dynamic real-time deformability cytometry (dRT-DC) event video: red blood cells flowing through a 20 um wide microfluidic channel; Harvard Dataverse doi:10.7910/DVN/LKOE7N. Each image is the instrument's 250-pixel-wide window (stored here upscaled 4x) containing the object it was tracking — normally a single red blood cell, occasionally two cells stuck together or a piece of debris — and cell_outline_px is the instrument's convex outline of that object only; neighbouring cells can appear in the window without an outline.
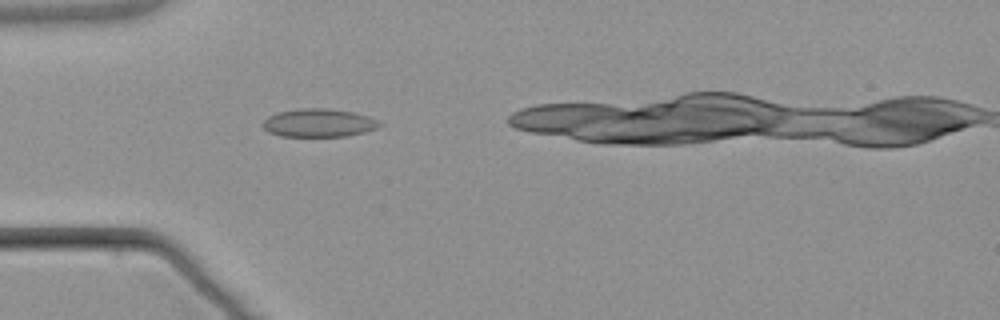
{"species": "common noctule bat (a hibernating species)", "species_latin": "Nyctalus noctula", "temperature_condition": "warm", "stored_images_in_passage": 2, "camera_frame_rate_fps": 3000, "um_per_image_px": 0.085, "animal": {"sex": "male", "body_mass_g": 21.5, "forearm_length_mm": 52.0}, "frame": {"image": 1, "passage_image": 2, "time_ms": 1.333, "image_size_px": [1000, 320], "cell_outline_px": [[384, 124], [376, 128], [364, 132], [348, 136], [280, 136], [268, 132], [260, 124], [268, 116], [280, 112], [300, 108], [328, 108], [352, 112], [368, 116]], "centroid_in_image_um": [27.08, 10.45], "position_along_channel_um": 57.9, "area_um2": 19.19}}